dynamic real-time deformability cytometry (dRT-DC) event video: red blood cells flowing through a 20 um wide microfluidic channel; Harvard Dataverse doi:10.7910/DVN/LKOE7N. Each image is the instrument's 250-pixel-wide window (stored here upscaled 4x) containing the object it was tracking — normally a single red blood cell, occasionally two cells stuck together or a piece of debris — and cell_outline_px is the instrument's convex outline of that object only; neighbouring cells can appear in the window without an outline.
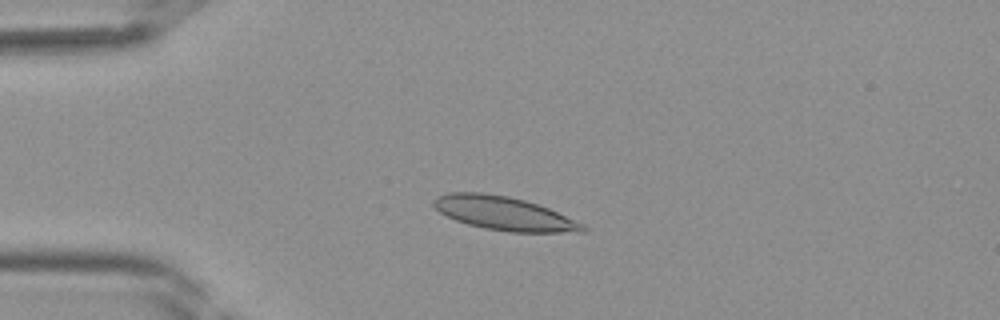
{"species": "Egyptian fruit bat (a non-hibernating species)", "species_latin": "Rousettus aegyptiacus", "temperature_condition": "room temperature", "stored_images_in_passage": 41, "camera_frame_rate_fps": 3000, "um_per_image_px": 0.085, "frame": {"image": 1, "passage_image": 10, "time_ms": 3.0, "image_size_px": [1000, 320], "cell_outline_px": [[588, 232], [508, 232], [484, 228], [468, 224], [456, 220], [440, 212], [432, 204], [432, 200], [448, 192], [480, 192], [508, 196], [524, 200], [548, 208], [584, 224], [588, 228]], "centroid_in_image_um": [42.86, 18.14], "position_along_channel_um": 42.1, "area_um2": 29.07}}
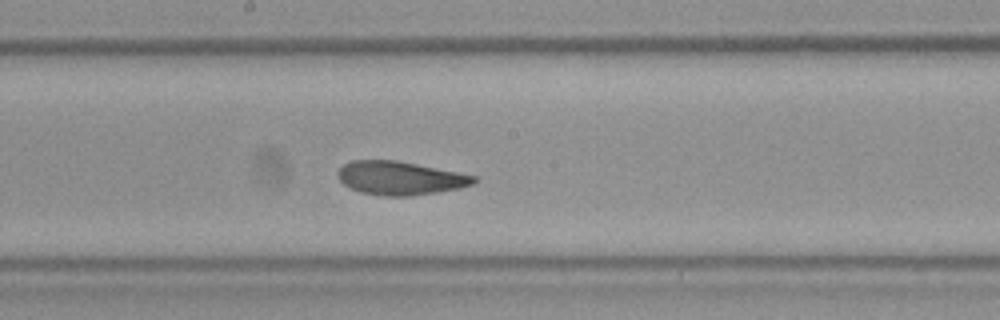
{"frame": {"image": 2, "passage_image": 22, "time_ms": 7.0, "image_size_px": [1000, 320], "cell_outline_px": [[480, 180], [472, 184], [460, 188], [436, 192], [408, 196], [384, 196], [360, 192], [344, 184], [336, 176], [336, 172], [344, 164], [352, 160], [396, 160], [476, 176]], "centroid_in_image_um": [33.99, 15.14], "position_along_channel_um": 214.2, "area_um2": 26.41}}
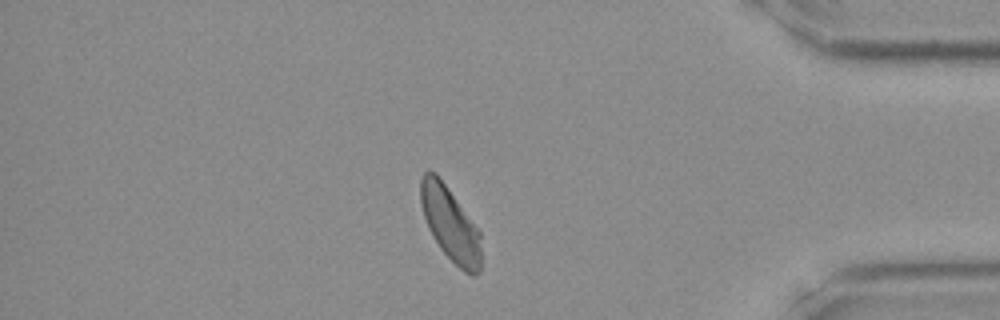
{"frame": {"image": 3, "passage_image": 35, "time_ms": 11.333, "image_size_px": [1000, 320], "cell_outline_px": [[480, 272], [472, 276], [464, 272], [440, 248], [432, 236], [428, 228], [424, 216], [420, 200], [420, 176], [428, 168], [436, 172], [480, 232]], "centroid_in_image_um": [38.24, 19.0], "position_along_channel_um": 397.0, "area_um2": 25.89}}